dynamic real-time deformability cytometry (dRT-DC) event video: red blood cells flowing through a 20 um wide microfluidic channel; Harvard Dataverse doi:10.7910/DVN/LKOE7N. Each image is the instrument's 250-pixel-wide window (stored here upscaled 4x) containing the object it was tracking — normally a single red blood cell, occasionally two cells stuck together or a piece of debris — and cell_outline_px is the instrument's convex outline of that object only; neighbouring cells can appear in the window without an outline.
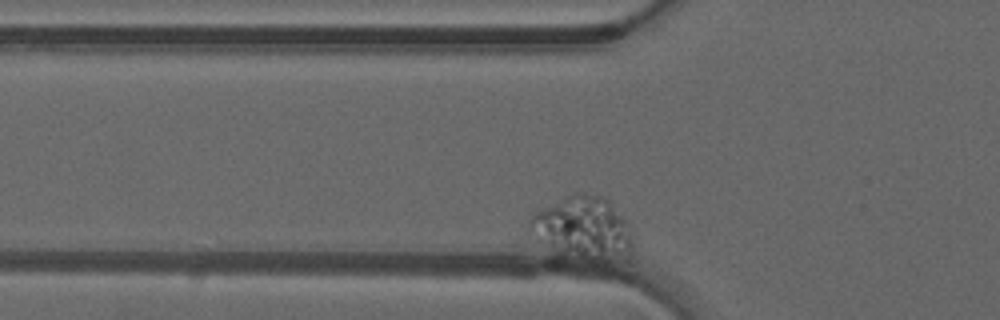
{"species": "common noctule bat (a hibernating species)", "species_latin": "Nyctalus noctula", "temperature_condition": "warm", "stored_images_in_passage": 35, "camera_frame_rate_fps": 3000, "um_per_image_px": 0.085, "animal": {"sex": "male", "forearm_length_mm": 52.5}, "frame": {"image": 1, "passage_image": 4, "time_ms": 1.0, "image_size_px": [1000, 320], "cell_outline_px": [[636, 244], [632, 264], [592, 264], [560, 252], [536, 240], [528, 224], [528, 220], [532, 212], [572, 192], [584, 192], [604, 196], [608, 200], [632, 228]], "centroid_in_image_um": [49.71, 19.49], "position_along_channel_um": 76.1, "area_um2": 40.4}}
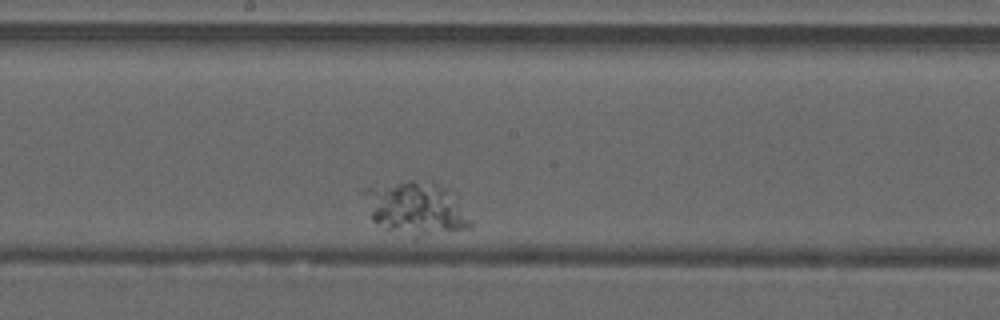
{"frame": {"image": 2, "passage_image": 18, "time_ms": 5.667, "image_size_px": [1000, 320], "cell_outline_px": [[472, 224], [468, 228], [412, 240], [372, 220], [360, 192], [368, 188], [408, 180], [412, 180], [448, 188], [472, 220]], "centroid_in_image_um": [35.34, 17.76], "position_along_channel_um": 212.9, "area_um2": 32.95}}
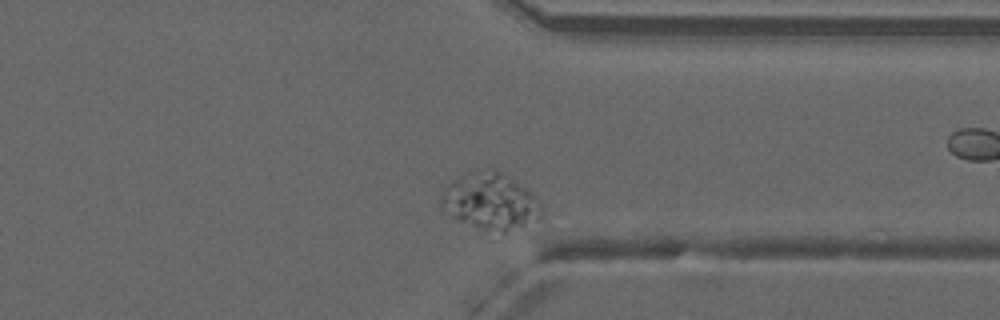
{"frame": {"image": 3, "passage_image": 32, "time_ms": 10.333, "image_size_px": [1000, 320], "cell_outline_px": [[544, 216], [496, 240], [488, 240], [456, 220], [440, 208], [440, 196], [444, 188], [452, 180], [464, 172], [488, 168], [492, 168], [504, 172], [532, 192], [536, 196], [540, 204]], "centroid_in_image_um": [41.66, 17.25], "position_along_channel_um": 369.7, "area_um2": 36.07}}